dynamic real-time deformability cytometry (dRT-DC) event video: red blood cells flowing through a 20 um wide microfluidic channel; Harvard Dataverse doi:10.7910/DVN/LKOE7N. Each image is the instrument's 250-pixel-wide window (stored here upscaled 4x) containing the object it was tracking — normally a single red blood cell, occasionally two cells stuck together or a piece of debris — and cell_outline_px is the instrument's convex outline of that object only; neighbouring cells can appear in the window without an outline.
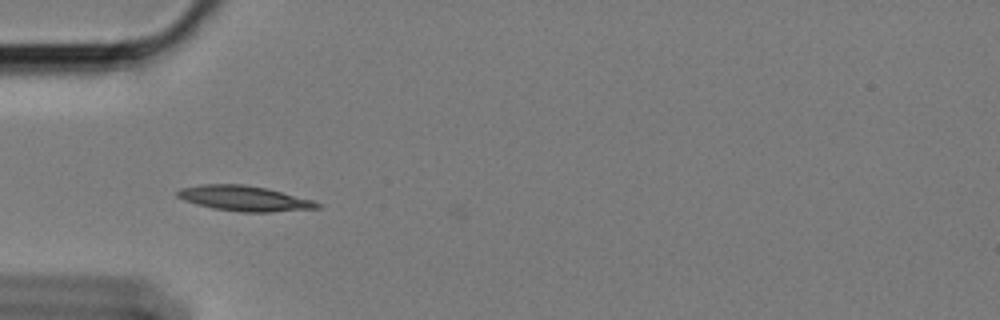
{"species": "Egyptian fruit bat (a non-hibernating species)", "species_latin": "Rousettus aegyptiacus", "temperature_condition": "cold", "stored_images_in_passage": 42, "camera_frame_rate_fps": 3000, "um_per_image_px": 0.085, "animal": {"sex": "female"}, "frame": {"image": 1, "passage_image": 1, "time_ms": 0.0, "image_size_px": [1000, 320], "cell_outline_px": [[320, 208], [272, 212], [240, 212], [212, 208], [184, 200], [176, 196], [176, 192], [180, 188], [204, 184], [240, 184], [264, 188], [312, 200], [320, 204]], "centroid_in_image_um": [20.73, 16.87], "position_along_channel_um": 64.3, "area_um2": 20.23}}
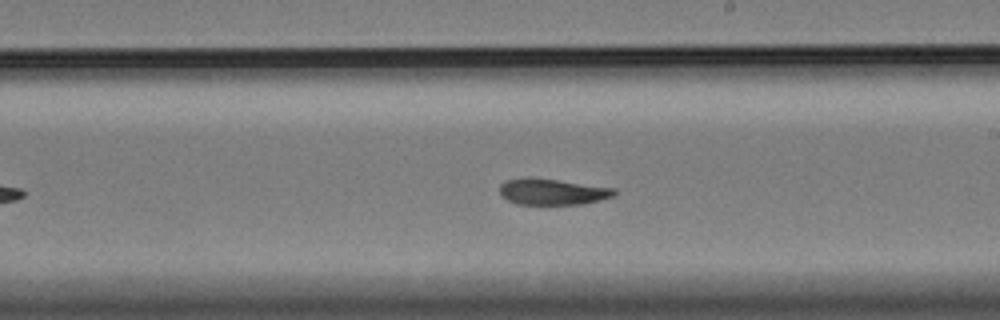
{"frame": {"image": 2, "passage_image": 17, "time_ms": 5.333, "image_size_px": [1000, 320], "cell_outline_px": [[616, 196], [584, 204], [516, 204], [508, 200], [500, 192], [500, 184], [504, 180], [528, 176], [616, 188]], "centroid_in_image_um": [46.96, 16.29], "position_along_channel_um": 242.0, "area_um2": 17.63}}
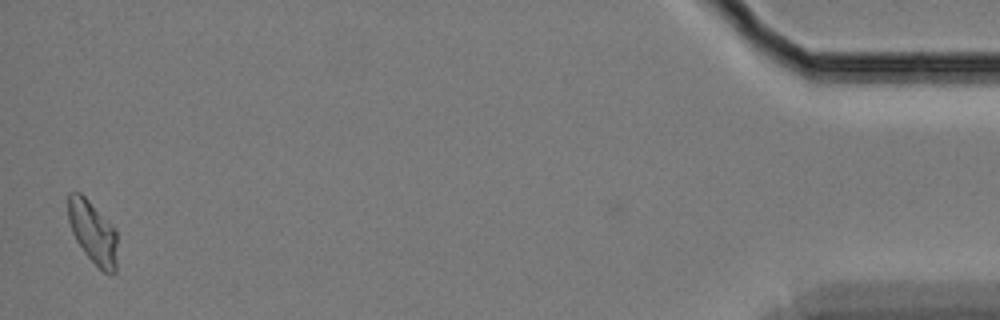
{"frame": {"image": 3, "passage_image": 41, "time_ms": 13.333, "image_size_px": [1000, 320], "cell_outline_px": [[116, 272], [104, 272], [84, 252], [76, 240], [72, 232], [68, 220], [68, 192], [80, 192], [88, 200], [116, 232]], "centroid_in_image_um": [7.85, 19.73], "position_along_channel_um": 427.3, "area_um2": 17.34}, "authors_computed_cell_mechanics": {"area_um2": 18.1203, "velocity_mm_per_s": 3.3625, "shape_relaxation_time_tau1_ms": 9.4852, "shape_relaxation_time_tau2_ms": 6.5416, "deformation_change_tau1": 0.2068, "deformation_change_tau2": 0.1206}}